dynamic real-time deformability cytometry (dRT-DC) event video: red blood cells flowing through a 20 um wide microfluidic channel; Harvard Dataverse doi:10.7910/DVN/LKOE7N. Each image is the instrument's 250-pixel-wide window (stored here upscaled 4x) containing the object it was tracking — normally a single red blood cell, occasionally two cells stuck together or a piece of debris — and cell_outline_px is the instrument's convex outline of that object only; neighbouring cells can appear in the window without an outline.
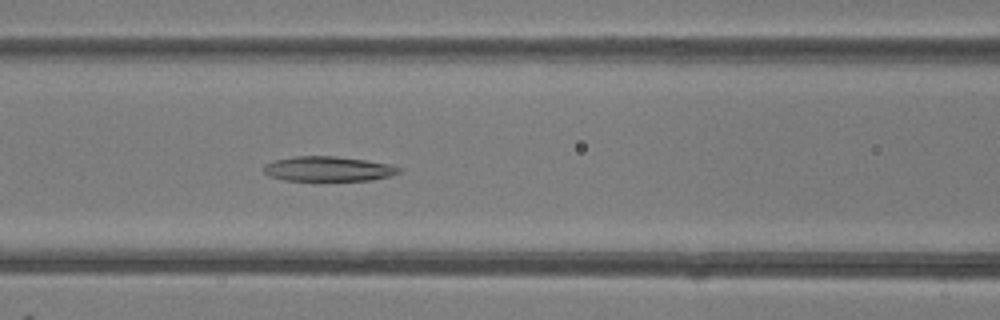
{"species": "common noctule bat (a hibernating species)", "species_latin": "Nyctalus noctula", "temperature_condition": "room temperature", "stored_images_in_passage": 30, "camera_frame_rate_fps": 3000, "um_per_image_px": 0.085, "animal": {"sex": "female"}, "frame": {"image": 1, "passage_image": 9, "time_ms": 2.667, "image_size_px": [1000, 320], "cell_outline_px": [[404, 168], [400, 172], [388, 176], [372, 180], [284, 180], [268, 176], [264, 172], [264, 164], [276, 160], [296, 156], [336, 156], [364, 160], [388, 164]], "centroid_in_image_um": [27.89, 14.35], "position_along_channel_um": 138.7, "area_um2": 19.42}}
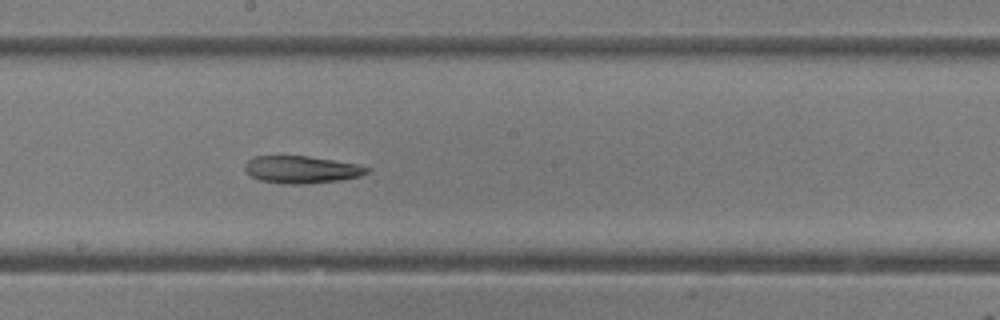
{"frame": {"image": 2, "passage_image": 15, "time_ms": 4.667, "image_size_px": [1000, 320], "cell_outline_px": [[372, 168], [368, 172], [360, 176], [340, 180], [304, 184], [288, 184], [260, 180], [244, 172], [244, 164], [252, 156], [308, 156], [356, 164]], "centroid_in_image_um": [25.6, 14.41], "position_along_channel_um": 222.6, "area_um2": 19.42}}
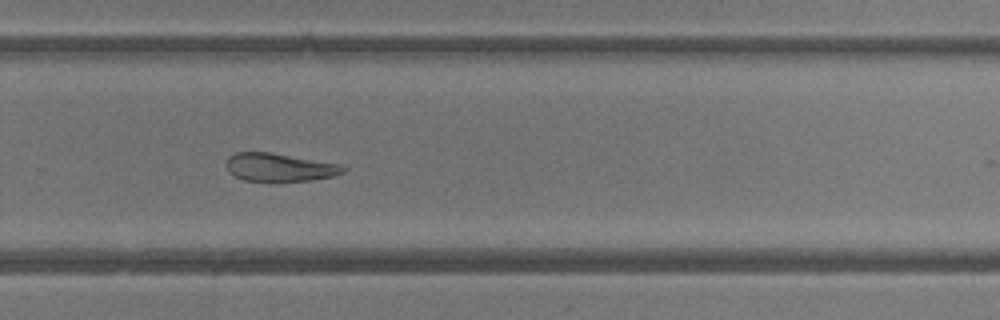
{"frame": {"image": 3, "passage_image": 21, "time_ms": 6.667, "image_size_px": [1000, 320], "cell_outline_px": [[348, 168], [344, 172], [332, 176], [308, 180], [244, 180], [228, 172], [228, 156], [236, 152], [268, 152], [340, 164]], "centroid_in_image_um": [23.76, 14.2], "position_along_channel_um": 306.0, "area_um2": 18.61}}